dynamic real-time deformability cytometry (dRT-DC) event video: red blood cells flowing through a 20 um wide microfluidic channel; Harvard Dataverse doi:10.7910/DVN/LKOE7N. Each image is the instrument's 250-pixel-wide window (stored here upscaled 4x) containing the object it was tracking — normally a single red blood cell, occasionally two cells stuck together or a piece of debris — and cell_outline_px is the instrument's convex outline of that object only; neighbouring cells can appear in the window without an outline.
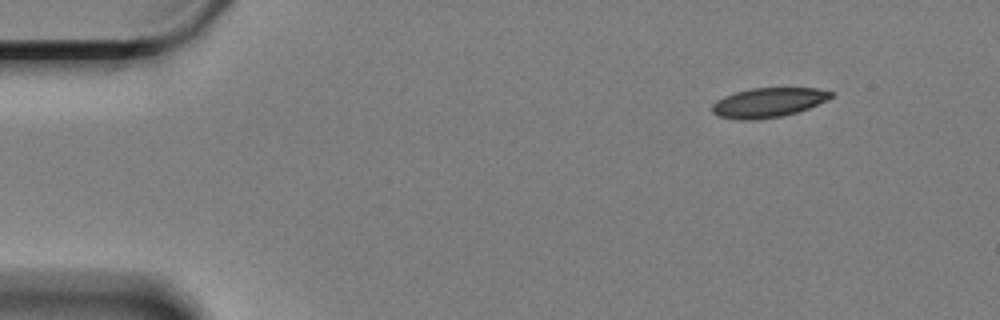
{"species": "Egyptian fruit bat (a non-hibernating species)", "species_latin": "Rousettus aegyptiacus", "temperature_condition": "cold", "stored_images_in_passage": 55, "camera_frame_rate_fps": 3000, "um_per_image_px": 0.085, "animal": {"sex": "female"}, "frame": {"image": 1, "passage_image": 1, "time_ms": 0.0, "image_size_px": [1000, 320], "cell_outline_px": [[832, 96], [828, 100], [808, 108], [784, 116], [752, 120], [740, 120], [720, 116], [712, 112], [712, 104], [716, 100], [724, 96], [736, 92], [752, 88], [816, 88], [832, 92]], "centroid_in_image_um": [65.29, 8.72], "position_along_channel_um": 19.7, "area_um2": 20.35}}
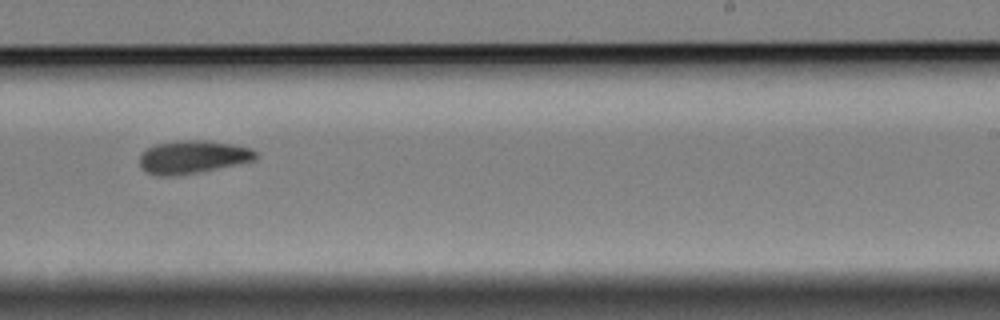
{"frame": {"image": 2, "passage_image": 32, "time_ms": 10.333, "image_size_px": [1000, 320], "cell_outline_px": [[256, 160], [176, 176], [156, 176], [148, 172], [140, 164], [140, 152], [156, 144], [180, 140], [204, 140], [232, 144], [252, 148], [256, 152]], "centroid_in_image_um": [16.37, 13.33], "position_along_channel_um": 272.6, "area_um2": 22.14}}
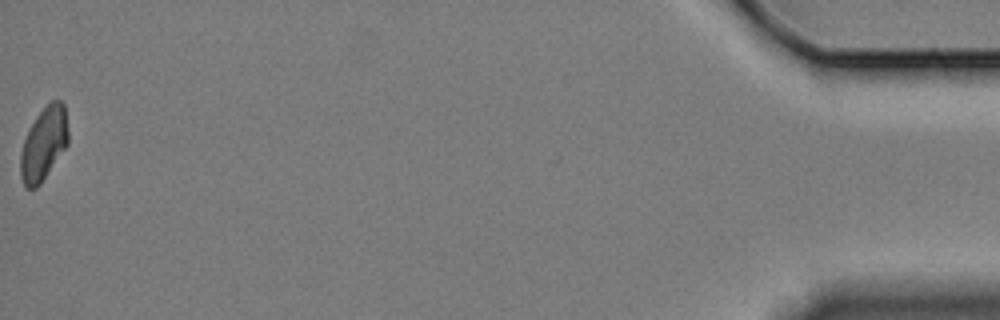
{"frame": {"image": 3, "passage_image": 55, "time_ms": 18.0, "image_size_px": [1000, 320], "cell_outline_px": [[68, 144], [40, 184], [36, 188], [24, 188], [20, 176], [20, 156], [24, 140], [28, 128], [36, 116], [52, 100], [60, 100], [64, 104], [68, 128]], "centroid_in_image_um": [3.71, 12.23], "position_along_channel_um": 431.5, "area_um2": 20.35}, "authors_computed_cell_mechanics": {"area_um2": 21.5594, "velocity_mm_per_s": 3.2967, "shape_relaxation_time_tau1_ms": 3.7456, "shape_relaxation_time_tau2_ms": 6.3696, "deformation_change_tau1": 0.1349, "deformation_change_tau2": 0.1358}}